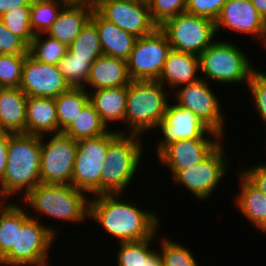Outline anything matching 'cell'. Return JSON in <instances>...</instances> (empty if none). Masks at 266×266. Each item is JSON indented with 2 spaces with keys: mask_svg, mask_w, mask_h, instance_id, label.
Segmentation results:
<instances>
[{
  "mask_svg": "<svg viewBox=\"0 0 266 266\" xmlns=\"http://www.w3.org/2000/svg\"><path fill=\"white\" fill-rule=\"evenodd\" d=\"M122 197L121 193L90 196L88 220L99 223L117 243L142 241L158 233L159 214L139 208Z\"/></svg>",
  "mask_w": 266,
  "mask_h": 266,
  "instance_id": "1",
  "label": "cell"
},
{
  "mask_svg": "<svg viewBox=\"0 0 266 266\" xmlns=\"http://www.w3.org/2000/svg\"><path fill=\"white\" fill-rule=\"evenodd\" d=\"M41 136L16 133L9 139L7 164L0 183L12 197H25L40 181Z\"/></svg>",
  "mask_w": 266,
  "mask_h": 266,
  "instance_id": "2",
  "label": "cell"
},
{
  "mask_svg": "<svg viewBox=\"0 0 266 266\" xmlns=\"http://www.w3.org/2000/svg\"><path fill=\"white\" fill-rule=\"evenodd\" d=\"M87 195L71 184L40 183L23 197L22 204L32 208L38 216L29 215L38 220L46 215V218L48 216L53 220L84 223L89 218L90 197Z\"/></svg>",
  "mask_w": 266,
  "mask_h": 266,
  "instance_id": "3",
  "label": "cell"
},
{
  "mask_svg": "<svg viewBox=\"0 0 266 266\" xmlns=\"http://www.w3.org/2000/svg\"><path fill=\"white\" fill-rule=\"evenodd\" d=\"M166 89L158 80L132 81L127 86L124 118V125L128 131L126 129H117V131L120 134L141 136L147 131L151 132L150 130L157 128L168 104L171 103L168 99L169 92Z\"/></svg>",
  "mask_w": 266,
  "mask_h": 266,
  "instance_id": "4",
  "label": "cell"
},
{
  "mask_svg": "<svg viewBox=\"0 0 266 266\" xmlns=\"http://www.w3.org/2000/svg\"><path fill=\"white\" fill-rule=\"evenodd\" d=\"M142 138L136 134H119L108 145L101 174V194H123L133 183L145 153Z\"/></svg>",
  "mask_w": 266,
  "mask_h": 266,
  "instance_id": "5",
  "label": "cell"
},
{
  "mask_svg": "<svg viewBox=\"0 0 266 266\" xmlns=\"http://www.w3.org/2000/svg\"><path fill=\"white\" fill-rule=\"evenodd\" d=\"M235 44L216 39L199 55L202 79L207 82L211 79L215 84L247 85L255 68L247 52L243 53L244 51Z\"/></svg>",
  "mask_w": 266,
  "mask_h": 266,
  "instance_id": "6",
  "label": "cell"
},
{
  "mask_svg": "<svg viewBox=\"0 0 266 266\" xmlns=\"http://www.w3.org/2000/svg\"><path fill=\"white\" fill-rule=\"evenodd\" d=\"M110 130L102 136L77 140V151L71 178V185L90 195L101 194V174L108 145L119 135Z\"/></svg>",
  "mask_w": 266,
  "mask_h": 266,
  "instance_id": "7",
  "label": "cell"
},
{
  "mask_svg": "<svg viewBox=\"0 0 266 266\" xmlns=\"http://www.w3.org/2000/svg\"><path fill=\"white\" fill-rule=\"evenodd\" d=\"M29 217L17 227L16 249L3 257V266H40L49 262V252L57 230Z\"/></svg>",
  "mask_w": 266,
  "mask_h": 266,
  "instance_id": "8",
  "label": "cell"
},
{
  "mask_svg": "<svg viewBox=\"0 0 266 266\" xmlns=\"http://www.w3.org/2000/svg\"><path fill=\"white\" fill-rule=\"evenodd\" d=\"M159 28L166 34L171 49L197 56L216 40L214 21L187 12L167 20Z\"/></svg>",
  "mask_w": 266,
  "mask_h": 266,
  "instance_id": "9",
  "label": "cell"
},
{
  "mask_svg": "<svg viewBox=\"0 0 266 266\" xmlns=\"http://www.w3.org/2000/svg\"><path fill=\"white\" fill-rule=\"evenodd\" d=\"M223 142L220 143L203 161L195 166L180 170L172 179L175 184L184 187L200 200H207L214 195L222 178L228 170L227 159ZM226 157V158H225Z\"/></svg>",
  "mask_w": 266,
  "mask_h": 266,
  "instance_id": "10",
  "label": "cell"
},
{
  "mask_svg": "<svg viewBox=\"0 0 266 266\" xmlns=\"http://www.w3.org/2000/svg\"><path fill=\"white\" fill-rule=\"evenodd\" d=\"M49 136L48 142L41 136L40 181L42 184H71L76 140L62 132Z\"/></svg>",
  "mask_w": 266,
  "mask_h": 266,
  "instance_id": "11",
  "label": "cell"
},
{
  "mask_svg": "<svg viewBox=\"0 0 266 266\" xmlns=\"http://www.w3.org/2000/svg\"><path fill=\"white\" fill-rule=\"evenodd\" d=\"M170 50L168 38L159 27L137 38L127 60L131 80H158Z\"/></svg>",
  "mask_w": 266,
  "mask_h": 266,
  "instance_id": "12",
  "label": "cell"
},
{
  "mask_svg": "<svg viewBox=\"0 0 266 266\" xmlns=\"http://www.w3.org/2000/svg\"><path fill=\"white\" fill-rule=\"evenodd\" d=\"M174 91L175 104L192 111L204 124L221 136L227 135L224 130L226 116L223 115L222 104L205 79L200 78Z\"/></svg>",
  "mask_w": 266,
  "mask_h": 266,
  "instance_id": "13",
  "label": "cell"
},
{
  "mask_svg": "<svg viewBox=\"0 0 266 266\" xmlns=\"http://www.w3.org/2000/svg\"><path fill=\"white\" fill-rule=\"evenodd\" d=\"M173 104V105H172ZM168 104L162 121L157 128L160 129L162 140L158 139L155 152L158 154L166 145L176 140L196 138H224L211 130L192 111L175 103ZM211 136V137H210Z\"/></svg>",
  "mask_w": 266,
  "mask_h": 266,
  "instance_id": "14",
  "label": "cell"
},
{
  "mask_svg": "<svg viewBox=\"0 0 266 266\" xmlns=\"http://www.w3.org/2000/svg\"><path fill=\"white\" fill-rule=\"evenodd\" d=\"M104 19L137 38L151 34L157 26L145 0H101L96 10Z\"/></svg>",
  "mask_w": 266,
  "mask_h": 266,
  "instance_id": "15",
  "label": "cell"
},
{
  "mask_svg": "<svg viewBox=\"0 0 266 266\" xmlns=\"http://www.w3.org/2000/svg\"><path fill=\"white\" fill-rule=\"evenodd\" d=\"M19 88L27 96L56 98L71 87L60 73L58 65L37 61L27 54Z\"/></svg>",
  "mask_w": 266,
  "mask_h": 266,
  "instance_id": "16",
  "label": "cell"
},
{
  "mask_svg": "<svg viewBox=\"0 0 266 266\" xmlns=\"http://www.w3.org/2000/svg\"><path fill=\"white\" fill-rule=\"evenodd\" d=\"M223 138H196L176 140L166 145L156 156L161 165L172 172V178L180 171L203 161Z\"/></svg>",
  "mask_w": 266,
  "mask_h": 266,
  "instance_id": "17",
  "label": "cell"
},
{
  "mask_svg": "<svg viewBox=\"0 0 266 266\" xmlns=\"http://www.w3.org/2000/svg\"><path fill=\"white\" fill-rule=\"evenodd\" d=\"M263 17L250 0H227L215 21L216 33L220 28L253 35L259 40Z\"/></svg>",
  "mask_w": 266,
  "mask_h": 266,
  "instance_id": "18",
  "label": "cell"
},
{
  "mask_svg": "<svg viewBox=\"0 0 266 266\" xmlns=\"http://www.w3.org/2000/svg\"><path fill=\"white\" fill-rule=\"evenodd\" d=\"M199 71V56L171 49L167 54L158 81L165 88L173 91L199 80L201 78L198 76L200 74H197Z\"/></svg>",
  "mask_w": 266,
  "mask_h": 266,
  "instance_id": "19",
  "label": "cell"
},
{
  "mask_svg": "<svg viewBox=\"0 0 266 266\" xmlns=\"http://www.w3.org/2000/svg\"><path fill=\"white\" fill-rule=\"evenodd\" d=\"M132 82L127 68V61L102 55L92 63L87 82L84 88H92L88 91L127 87Z\"/></svg>",
  "mask_w": 266,
  "mask_h": 266,
  "instance_id": "20",
  "label": "cell"
},
{
  "mask_svg": "<svg viewBox=\"0 0 266 266\" xmlns=\"http://www.w3.org/2000/svg\"><path fill=\"white\" fill-rule=\"evenodd\" d=\"M90 19L96 25L103 55L127 61L137 37L107 21L97 11H92Z\"/></svg>",
  "mask_w": 266,
  "mask_h": 266,
  "instance_id": "21",
  "label": "cell"
},
{
  "mask_svg": "<svg viewBox=\"0 0 266 266\" xmlns=\"http://www.w3.org/2000/svg\"><path fill=\"white\" fill-rule=\"evenodd\" d=\"M27 95L19 88L0 91V130L26 133Z\"/></svg>",
  "mask_w": 266,
  "mask_h": 266,
  "instance_id": "22",
  "label": "cell"
},
{
  "mask_svg": "<svg viewBox=\"0 0 266 266\" xmlns=\"http://www.w3.org/2000/svg\"><path fill=\"white\" fill-rule=\"evenodd\" d=\"M58 134L55 98L27 96L26 134Z\"/></svg>",
  "mask_w": 266,
  "mask_h": 266,
  "instance_id": "23",
  "label": "cell"
},
{
  "mask_svg": "<svg viewBox=\"0 0 266 266\" xmlns=\"http://www.w3.org/2000/svg\"><path fill=\"white\" fill-rule=\"evenodd\" d=\"M89 103L99 113L101 120L110 128L113 123L124 122L127 87H112L88 92ZM117 121V122H116ZM111 125H110V124Z\"/></svg>",
  "mask_w": 266,
  "mask_h": 266,
  "instance_id": "24",
  "label": "cell"
},
{
  "mask_svg": "<svg viewBox=\"0 0 266 266\" xmlns=\"http://www.w3.org/2000/svg\"><path fill=\"white\" fill-rule=\"evenodd\" d=\"M92 10L83 6L65 5L57 20L44 34L69 46L80 34L83 26L91 17Z\"/></svg>",
  "mask_w": 266,
  "mask_h": 266,
  "instance_id": "25",
  "label": "cell"
},
{
  "mask_svg": "<svg viewBox=\"0 0 266 266\" xmlns=\"http://www.w3.org/2000/svg\"><path fill=\"white\" fill-rule=\"evenodd\" d=\"M238 179L240 190L234 195L235 206L257 230L266 221V195L242 173Z\"/></svg>",
  "mask_w": 266,
  "mask_h": 266,
  "instance_id": "26",
  "label": "cell"
},
{
  "mask_svg": "<svg viewBox=\"0 0 266 266\" xmlns=\"http://www.w3.org/2000/svg\"><path fill=\"white\" fill-rule=\"evenodd\" d=\"M58 118V133L63 132L89 103L85 88L71 87L55 98Z\"/></svg>",
  "mask_w": 266,
  "mask_h": 266,
  "instance_id": "27",
  "label": "cell"
},
{
  "mask_svg": "<svg viewBox=\"0 0 266 266\" xmlns=\"http://www.w3.org/2000/svg\"><path fill=\"white\" fill-rule=\"evenodd\" d=\"M111 129L105 125L99 113L88 103L62 133L77 141L102 136Z\"/></svg>",
  "mask_w": 266,
  "mask_h": 266,
  "instance_id": "28",
  "label": "cell"
},
{
  "mask_svg": "<svg viewBox=\"0 0 266 266\" xmlns=\"http://www.w3.org/2000/svg\"><path fill=\"white\" fill-rule=\"evenodd\" d=\"M21 203H12L0 213V255L4 257L11 249H16L17 227L30 217ZM26 209V210H25Z\"/></svg>",
  "mask_w": 266,
  "mask_h": 266,
  "instance_id": "29",
  "label": "cell"
},
{
  "mask_svg": "<svg viewBox=\"0 0 266 266\" xmlns=\"http://www.w3.org/2000/svg\"><path fill=\"white\" fill-rule=\"evenodd\" d=\"M65 5L63 0H32L30 26L34 34H45Z\"/></svg>",
  "mask_w": 266,
  "mask_h": 266,
  "instance_id": "30",
  "label": "cell"
},
{
  "mask_svg": "<svg viewBox=\"0 0 266 266\" xmlns=\"http://www.w3.org/2000/svg\"><path fill=\"white\" fill-rule=\"evenodd\" d=\"M68 50L75 57L88 58V61H95L96 58L103 55L98 31L91 19L88 20L80 34L68 46Z\"/></svg>",
  "mask_w": 266,
  "mask_h": 266,
  "instance_id": "31",
  "label": "cell"
},
{
  "mask_svg": "<svg viewBox=\"0 0 266 266\" xmlns=\"http://www.w3.org/2000/svg\"><path fill=\"white\" fill-rule=\"evenodd\" d=\"M94 61L75 57L69 50L58 62V68L70 87L84 88Z\"/></svg>",
  "mask_w": 266,
  "mask_h": 266,
  "instance_id": "32",
  "label": "cell"
},
{
  "mask_svg": "<svg viewBox=\"0 0 266 266\" xmlns=\"http://www.w3.org/2000/svg\"><path fill=\"white\" fill-rule=\"evenodd\" d=\"M37 34L28 47V54L37 61L57 65L68 51V46L59 40Z\"/></svg>",
  "mask_w": 266,
  "mask_h": 266,
  "instance_id": "33",
  "label": "cell"
},
{
  "mask_svg": "<svg viewBox=\"0 0 266 266\" xmlns=\"http://www.w3.org/2000/svg\"><path fill=\"white\" fill-rule=\"evenodd\" d=\"M157 234L142 241L119 242L120 248L116 255L117 265L142 266L143 262L147 261V258L156 250L152 248L151 243L158 236Z\"/></svg>",
  "mask_w": 266,
  "mask_h": 266,
  "instance_id": "34",
  "label": "cell"
},
{
  "mask_svg": "<svg viewBox=\"0 0 266 266\" xmlns=\"http://www.w3.org/2000/svg\"><path fill=\"white\" fill-rule=\"evenodd\" d=\"M31 7H18L4 13L0 20L5 27L21 38L28 46L35 37L30 26Z\"/></svg>",
  "mask_w": 266,
  "mask_h": 266,
  "instance_id": "35",
  "label": "cell"
},
{
  "mask_svg": "<svg viewBox=\"0 0 266 266\" xmlns=\"http://www.w3.org/2000/svg\"><path fill=\"white\" fill-rule=\"evenodd\" d=\"M163 266H199L190 248L164 236L160 242ZM190 249V250H189Z\"/></svg>",
  "mask_w": 266,
  "mask_h": 266,
  "instance_id": "36",
  "label": "cell"
},
{
  "mask_svg": "<svg viewBox=\"0 0 266 266\" xmlns=\"http://www.w3.org/2000/svg\"><path fill=\"white\" fill-rule=\"evenodd\" d=\"M26 55L0 54V85L3 88L20 87Z\"/></svg>",
  "mask_w": 266,
  "mask_h": 266,
  "instance_id": "37",
  "label": "cell"
},
{
  "mask_svg": "<svg viewBox=\"0 0 266 266\" xmlns=\"http://www.w3.org/2000/svg\"><path fill=\"white\" fill-rule=\"evenodd\" d=\"M150 17L160 27L167 20L185 12L187 0H149Z\"/></svg>",
  "mask_w": 266,
  "mask_h": 266,
  "instance_id": "38",
  "label": "cell"
},
{
  "mask_svg": "<svg viewBox=\"0 0 266 266\" xmlns=\"http://www.w3.org/2000/svg\"><path fill=\"white\" fill-rule=\"evenodd\" d=\"M247 88L251 93L250 95L253 96V105L257 114L266 125V73L255 69L246 85Z\"/></svg>",
  "mask_w": 266,
  "mask_h": 266,
  "instance_id": "39",
  "label": "cell"
},
{
  "mask_svg": "<svg viewBox=\"0 0 266 266\" xmlns=\"http://www.w3.org/2000/svg\"><path fill=\"white\" fill-rule=\"evenodd\" d=\"M227 0H187L185 12L216 21Z\"/></svg>",
  "mask_w": 266,
  "mask_h": 266,
  "instance_id": "40",
  "label": "cell"
},
{
  "mask_svg": "<svg viewBox=\"0 0 266 266\" xmlns=\"http://www.w3.org/2000/svg\"><path fill=\"white\" fill-rule=\"evenodd\" d=\"M28 47L21 38L10 32L0 20V54L27 55Z\"/></svg>",
  "mask_w": 266,
  "mask_h": 266,
  "instance_id": "41",
  "label": "cell"
},
{
  "mask_svg": "<svg viewBox=\"0 0 266 266\" xmlns=\"http://www.w3.org/2000/svg\"><path fill=\"white\" fill-rule=\"evenodd\" d=\"M255 187L266 195V165L258 164L241 172Z\"/></svg>",
  "mask_w": 266,
  "mask_h": 266,
  "instance_id": "42",
  "label": "cell"
},
{
  "mask_svg": "<svg viewBox=\"0 0 266 266\" xmlns=\"http://www.w3.org/2000/svg\"><path fill=\"white\" fill-rule=\"evenodd\" d=\"M12 134L11 132L0 130V179L6 169L9 139Z\"/></svg>",
  "mask_w": 266,
  "mask_h": 266,
  "instance_id": "43",
  "label": "cell"
},
{
  "mask_svg": "<svg viewBox=\"0 0 266 266\" xmlns=\"http://www.w3.org/2000/svg\"><path fill=\"white\" fill-rule=\"evenodd\" d=\"M32 0H0V16L18 7H31Z\"/></svg>",
  "mask_w": 266,
  "mask_h": 266,
  "instance_id": "44",
  "label": "cell"
},
{
  "mask_svg": "<svg viewBox=\"0 0 266 266\" xmlns=\"http://www.w3.org/2000/svg\"><path fill=\"white\" fill-rule=\"evenodd\" d=\"M69 6H83L96 11L100 5L101 0H63Z\"/></svg>",
  "mask_w": 266,
  "mask_h": 266,
  "instance_id": "45",
  "label": "cell"
},
{
  "mask_svg": "<svg viewBox=\"0 0 266 266\" xmlns=\"http://www.w3.org/2000/svg\"><path fill=\"white\" fill-rule=\"evenodd\" d=\"M142 266H163V258L159 249L155 250L148 258L143 262Z\"/></svg>",
  "mask_w": 266,
  "mask_h": 266,
  "instance_id": "46",
  "label": "cell"
},
{
  "mask_svg": "<svg viewBox=\"0 0 266 266\" xmlns=\"http://www.w3.org/2000/svg\"><path fill=\"white\" fill-rule=\"evenodd\" d=\"M8 198H11V197L7 194L5 188L0 183V213L5 211L12 204L11 202L7 201Z\"/></svg>",
  "mask_w": 266,
  "mask_h": 266,
  "instance_id": "47",
  "label": "cell"
},
{
  "mask_svg": "<svg viewBox=\"0 0 266 266\" xmlns=\"http://www.w3.org/2000/svg\"><path fill=\"white\" fill-rule=\"evenodd\" d=\"M262 17L266 16V0H250Z\"/></svg>",
  "mask_w": 266,
  "mask_h": 266,
  "instance_id": "48",
  "label": "cell"
},
{
  "mask_svg": "<svg viewBox=\"0 0 266 266\" xmlns=\"http://www.w3.org/2000/svg\"><path fill=\"white\" fill-rule=\"evenodd\" d=\"M259 39L258 43L260 41L261 45H264V49H266V16L263 17L262 30Z\"/></svg>",
  "mask_w": 266,
  "mask_h": 266,
  "instance_id": "49",
  "label": "cell"
},
{
  "mask_svg": "<svg viewBox=\"0 0 266 266\" xmlns=\"http://www.w3.org/2000/svg\"><path fill=\"white\" fill-rule=\"evenodd\" d=\"M266 234V221L257 229Z\"/></svg>",
  "mask_w": 266,
  "mask_h": 266,
  "instance_id": "50",
  "label": "cell"
},
{
  "mask_svg": "<svg viewBox=\"0 0 266 266\" xmlns=\"http://www.w3.org/2000/svg\"><path fill=\"white\" fill-rule=\"evenodd\" d=\"M0 266H3V257L0 255Z\"/></svg>",
  "mask_w": 266,
  "mask_h": 266,
  "instance_id": "51",
  "label": "cell"
},
{
  "mask_svg": "<svg viewBox=\"0 0 266 266\" xmlns=\"http://www.w3.org/2000/svg\"><path fill=\"white\" fill-rule=\"evenodd\" d=\"M50 264L49 263H46V264H44V265H40V266H49Z\"/></svg>",
  "mask_w": 266,
  "mask_h": 266,
  "instance_id": "52",
  "label": "cell"
}]
</instances>
